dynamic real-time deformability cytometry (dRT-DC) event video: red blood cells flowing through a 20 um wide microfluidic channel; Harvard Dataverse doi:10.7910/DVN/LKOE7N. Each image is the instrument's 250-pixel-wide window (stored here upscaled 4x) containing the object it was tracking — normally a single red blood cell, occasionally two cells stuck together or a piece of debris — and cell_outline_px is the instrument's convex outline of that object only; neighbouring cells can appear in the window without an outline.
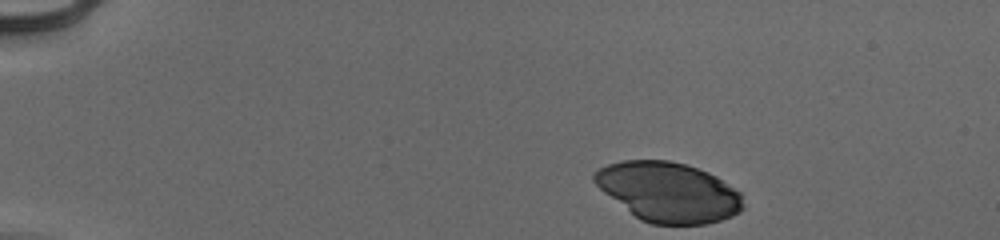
{"species": "human", "species_latin": "Homo sapiens", "temperature_condition": "cold", "stored_images_in_passage": 45, "camera_frame_rate_fps": 3000, "um_per_image_px": 0.085, "donor": {"sex": "male"}, "frame": {"image": 1, "passage_image": 1, "time_ms": 0.0, "image_size_px": [1000, 240], "cell_outline_px": [[744, 208], [740, 212], [732, 216], [720, 220], [704, 224], [652, 224], [640, 220], [604, 192], [592, 180], [592, 172], [608, 164], [624, 160], [668, 160], [684, 164], [708, 172], [716, 176], [740, 192], [744, 204]], "centroid_in_image_um": [56.82, 16.32], "position_along_channel_um": 28.2, "area_um2": 51.56}}